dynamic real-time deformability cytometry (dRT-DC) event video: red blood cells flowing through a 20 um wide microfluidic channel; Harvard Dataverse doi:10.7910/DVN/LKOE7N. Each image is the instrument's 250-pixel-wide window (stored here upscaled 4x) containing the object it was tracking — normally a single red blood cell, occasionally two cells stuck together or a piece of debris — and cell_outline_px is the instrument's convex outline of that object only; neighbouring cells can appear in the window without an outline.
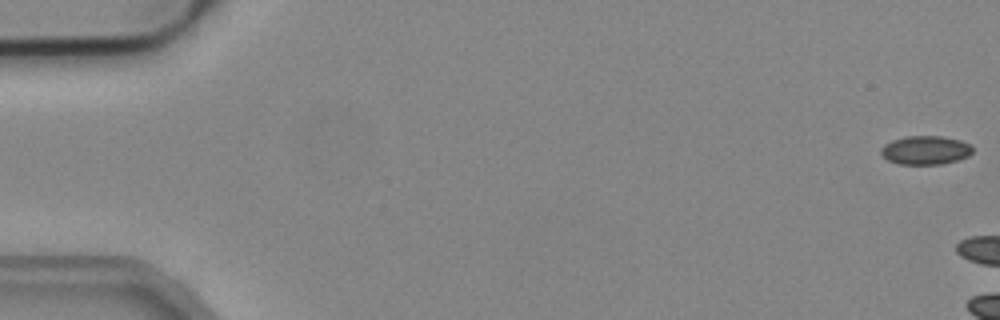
{"species": "common noctule bat (a hibernating species)", "species_latin": "Nyctalus noctula", "temperature_condition": "cold", "stored_images_in_passage": 5, "camera_frame_rate_fps": 3000, "um_per_image_px": 0.085, "animal": {"sex": "male", "body_mass_g": 19.2, "forearm_length_mm": 51.8}, "frame": {"image": 1, "passage_image": 1, "time_ms": 0.0, "image_size_px": [1000, 320], "cell_outline_px": [[972, 152], [968, 156], [956, 160], [940, 164], [900, 164], [888, 160], [880, 152], [880, 148], [884, 144], [892, 140], [904, 136], [940, 136], [960, 140], [972, 144]], "centroid_in_image_um": [78.66, 12.75], "position_along_channel_um": 6.3, "area_um2": 15.32}}